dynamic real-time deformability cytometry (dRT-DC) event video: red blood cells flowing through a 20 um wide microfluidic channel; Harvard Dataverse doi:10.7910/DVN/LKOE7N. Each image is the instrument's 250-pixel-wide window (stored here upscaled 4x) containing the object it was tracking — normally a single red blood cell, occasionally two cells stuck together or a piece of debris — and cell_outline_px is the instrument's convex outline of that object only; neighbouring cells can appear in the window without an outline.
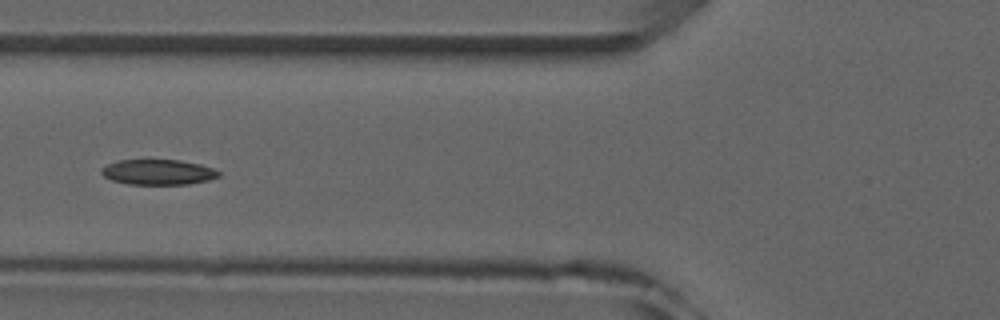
{"species": "common noctule bat (a hibernating species)", "species_latin": "Nyctalus noctula", "temperature_condition": "room temperature", "stored_images_in_passage": 4, "camera_frame_rate_fps": 3000, "um_per_image_px": 0.085, "animal": {"sex": "male", "forearm_length_mm": 52.5}, "frame": {"image": 1, "passage_image": 4, "time_ms": 4.333, "image_size_px": [1000, 320], "cell_outline_px": [[220, 176], [208, 180], [188, 184], [128, 184], [112, 180], [104, 176], [100, 172], [100, 168], [104, 164], [120, 160], [180, 160], [200, 164], [212, 168], [220, 172]], "centroid_in_image_um": [13.4, 14.62], "position_along_channel_um": 112.4, "area_um2": 17.34}}